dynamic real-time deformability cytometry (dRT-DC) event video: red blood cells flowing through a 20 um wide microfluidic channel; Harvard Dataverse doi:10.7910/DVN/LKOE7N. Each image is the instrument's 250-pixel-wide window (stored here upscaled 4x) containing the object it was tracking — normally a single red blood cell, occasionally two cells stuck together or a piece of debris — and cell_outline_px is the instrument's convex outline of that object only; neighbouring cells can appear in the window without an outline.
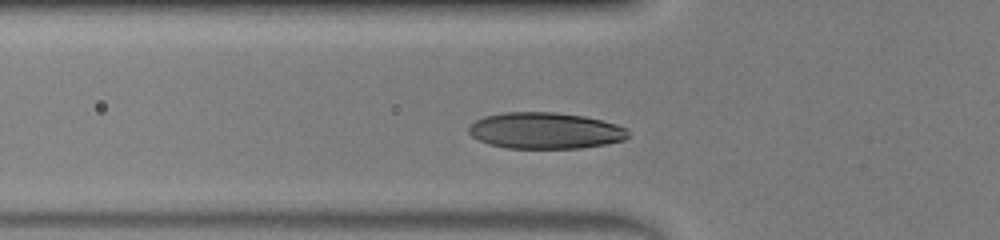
{"species": "human", "species_latin": "Homo sapiens", "temperature_condition": "warm", "stored_images_in_passage": 32, "camera_frame_rate_fps": 3000, "um_per_image_px": 0.085, "donor": {"sex": "male"}, "frame": {"image": 1, "passage_image": 8, "time_ms": 2.333, "image_size_px": [1000, 240], "cell_outline_px": [[628, 136], [624, 140], [604, 144], [580, 148], [508, 148], [488, 144], [472, 136], [468, 132], [468, 128], [476, 120], [484, 116], [504, 112], [556, 112], [584, 116], [616, 124], [628, 128]], "centroid_in_image_um": [46.34, 11.1], "position_along_channel_um": 79.5, "area_um2": 33.7}}
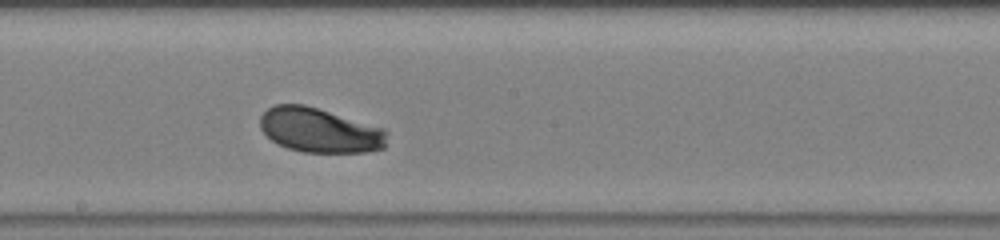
{"frame": {"image": 2, "passage_image": 18, "time_ms": 5.667, "image_size_px": [1000, 240], "cell_outline_px": [[388, 132], [384, 148], [364, 152], [304, 152], [288, 148], [272, 140], [260, 128], [260, 116], [268, 108], [276, 104], [304, 104], [384, 128]], "centroid_in_image_um": [27.18, 11.07], "position_along_channel_um": 221.0, "area_um2": 32.77}}
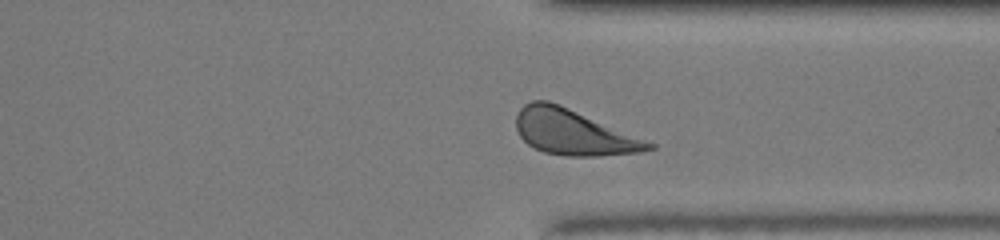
{"frame": {"image": 3, "passage_image": 28, "time_ms": 9.0, "image_size_px": [1000, 240], "cell_outline_px": [[656, 148], [640, 152], [600, 156], [564, 156], [544, 152], [528, 144], [520, 136], [516, 128], [516, 116], [520, 108], [524, 104], [532, 100], [548, 100], [560, 104], [656, 144]], "centroid_in_image_um": [48.73, 11.24], "position_along_channel_um": 362.7, "area_um2": 35.08}, "authors_computed_cell_mechanics": {"area_um2": 32.9749, "velocity_mm_per_s": 4.2422, "shape_relaxation_time_tau1_ms": 0.8735, "shape_relaxation_time_tau2_ms": null, "deformation_change_tau1": 0.0848, "deformation_change_tau2": null}}